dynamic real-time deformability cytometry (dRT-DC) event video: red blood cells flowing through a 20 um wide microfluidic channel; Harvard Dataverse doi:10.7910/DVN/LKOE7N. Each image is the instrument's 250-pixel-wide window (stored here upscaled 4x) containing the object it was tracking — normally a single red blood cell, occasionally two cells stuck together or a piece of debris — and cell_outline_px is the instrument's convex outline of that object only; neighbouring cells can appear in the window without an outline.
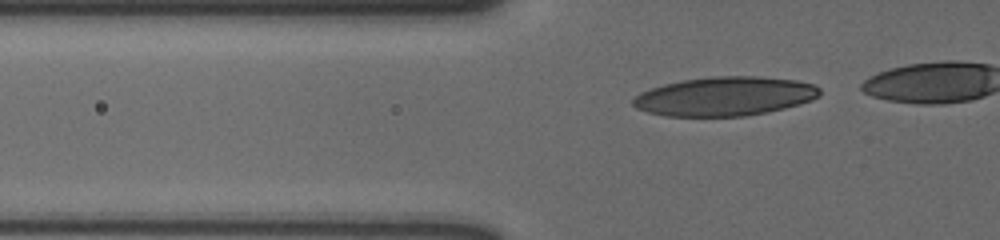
{"species": "human", "species_latin": "Homo sapiens", "temperature_condition": "cold", "stored_images_in_passage": 21, "camera_frame_rate_fps": 3000, "um_per_image_px": 0.085, "donor": {"sex": "male"}, "frame": {"image": 1, "passage_image": 13, "time_ms": 4.0, "image_size_px": [1000, 240], "cell_outline_px": [[820, 96], [812, 100], [800, 104], [768, 112], [744, 116], [664, 116], [648, 112], [636, 108], [632, 104], [632, 100], [640, 92], [664, 84], [680, 80], [712, 76], [760, 76], [796, 80], [816, 84], [820, 88]], "centroid_in_image_um": [61.63, 8.18], "position_along_channel_um": 64.2, "area_um2": 42.77}}
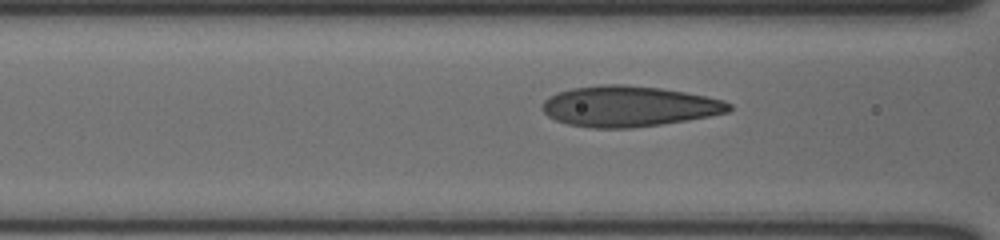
{"frame": {"image": 2, "passage_image": 18, "time_ms": 5.667, "image_size_px": [1000, 240], "cell_outline_px": [[732, 108], [728, 112], [688, 120], [632, 128], [592, 128], [568, 124], [556, 120], [548, 116], [540, 108], [544, 100], [548, 96], [556, 92], [572, 88], [600, 84], [624, 84], [660, 88], [684, 92], [724, 100], [732, 104]], "centroid_in_image_um": [53.41, 9.03], "position_along_channel_um": 113.2, "area_um2": 44.33}}